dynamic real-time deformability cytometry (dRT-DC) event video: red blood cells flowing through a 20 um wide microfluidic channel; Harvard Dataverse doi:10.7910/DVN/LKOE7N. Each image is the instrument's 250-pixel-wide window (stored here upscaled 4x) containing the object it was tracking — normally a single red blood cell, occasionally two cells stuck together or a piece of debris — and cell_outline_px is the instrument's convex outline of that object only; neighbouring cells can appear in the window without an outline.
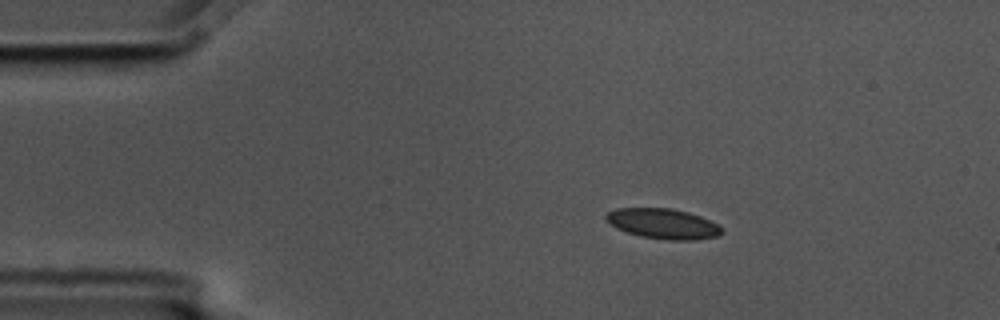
{"species": "common noctule bat (a hibernating species)", "species_latin": "Nyctalus noctula", "temperature_condition": "cold", "stored_images_in_passage": 3, "camera_frame_rate_fps": 3000, "um_per_image_px": 0.085, "animal": {"sex": "male", "body_mass_g": 17.5, "forearm_length_mm": 52.3}, "frame": {"image": 1, "passage_image": 2, "time_ms": 0.333, "image_size_px": [1000, 320], "cell_outline_px": [[724, 232], [720, 236], [696, 240], [668, 240], [640, 236], [616, 228], [604, 220], [604, 216], [608, 212], [616, 208], [672, 208], [688, 212], [700, 216], [724, 228]], "centroid_in_image_um": [56.37, 19.02], "position_along_channel_um": 28.6, "area_um2": 20.58}}